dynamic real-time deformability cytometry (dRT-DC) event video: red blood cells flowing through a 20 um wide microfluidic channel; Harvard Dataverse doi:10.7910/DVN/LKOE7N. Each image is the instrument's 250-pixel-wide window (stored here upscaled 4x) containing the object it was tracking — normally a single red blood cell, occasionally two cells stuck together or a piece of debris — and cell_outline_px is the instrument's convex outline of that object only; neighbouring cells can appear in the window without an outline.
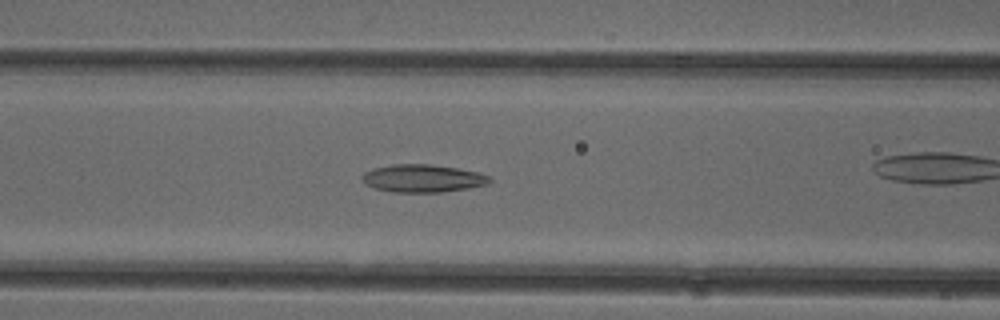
{"species": "common noctule bat (a hibernating species)", "species_latin": "Nyctalus noctula", "temperature_condition": "cold", "stored_images_in_passage": 45, "camera_frame_rate_fps": 3000, "um_per_image_px": 0.085, "animal": {"sex": "female"}, "frame": {"image": 1, "passage_image": 21, "time_ms": 6.667, "image_size_px": [1000, 320], "cell_outline_px": [[492, 180], [488, 184], [468, 188], [440, 192], [392, 192], [376, 188], [364, 184], [360, 180], [360, 176], [364, 172], [372, 168], [392, 164], [432, 164], [480, 172], [492, 176]], "centroid_in_image_um": [35.92, 15.15], "position_along_channel_um": 130.7, "area_um2": 20.92}}
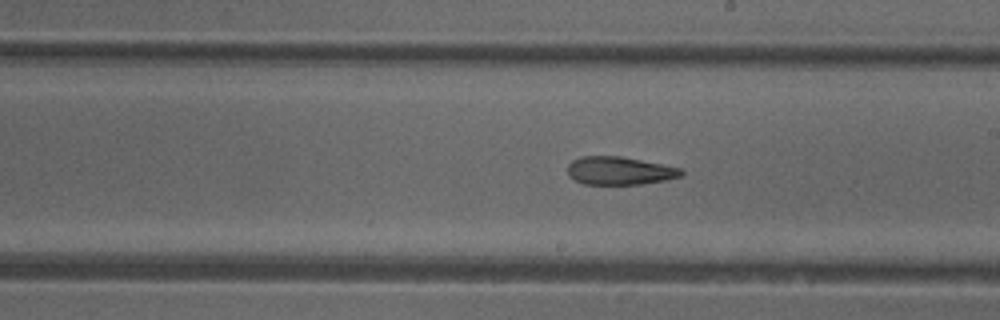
{"frame": {"image": 2, "passage_image": 29, "time_ms": 9.333, "image_size_px": [1000, 320], "cell_outline_px": [[684, 172], [680, 176], [664, 180], [640, 184], [584, 184], [568, 176], [568, 164], [572, 160], [580, 156], [620, 156], [684, 168]], "centroid_in_image_um": [52.66, 14.5], "position_along_channel_um": 236.3, "area_um2": 18.61}}
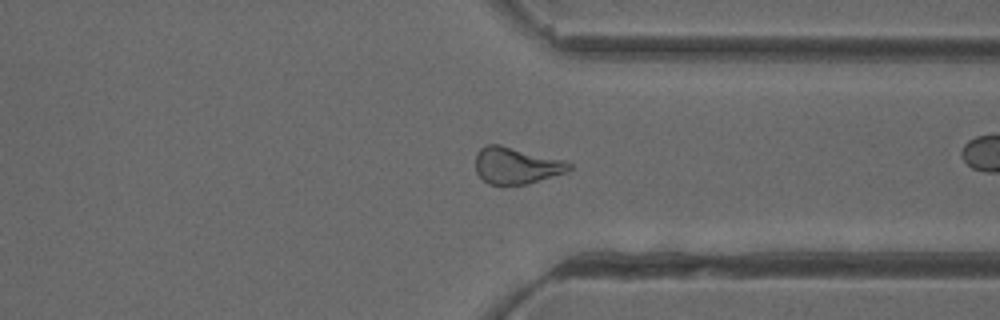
{"frame": {"image": 3, "passage_image": 39, "time_ms": 12.667, "image_size_px": [1000, 320], "cell_outline_px": [[572, 168], [564, 172], [524, 184], [488, 184], [476, 172], [476, 156], [480, 148], [488, 144], [500, 144], [564, 160], [572, 164]], "centroid_in_image_um": [43.85, 14.05], "position_along_channel_um": 367.5, "area_um2": 19.59}}